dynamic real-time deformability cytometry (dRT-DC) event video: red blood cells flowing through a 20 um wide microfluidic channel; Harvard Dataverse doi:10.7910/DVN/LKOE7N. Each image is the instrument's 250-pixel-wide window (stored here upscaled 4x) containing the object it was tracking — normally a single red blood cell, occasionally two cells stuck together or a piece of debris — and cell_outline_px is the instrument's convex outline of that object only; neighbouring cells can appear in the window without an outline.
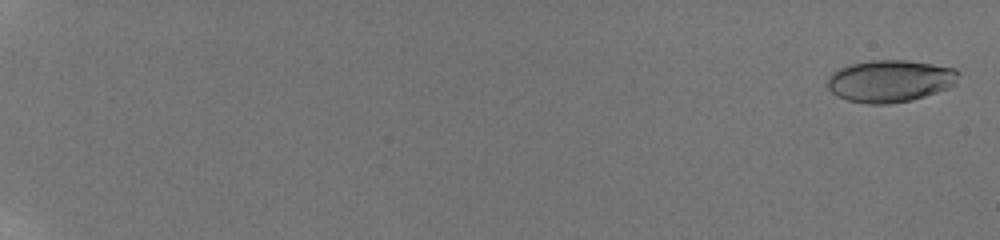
{"species": "human", "species_latin": "Homo sapiens", "temperature_condition": "room temperature", "stored_images_in_passage": 86, "camera_frame_rate_fps": 3000, "um_per_image_px": 0.085, "donor": {"sex": "male"}, "frame": {"image": 1, "passage_image": 3, "time_ms": 0.333, "image_size_px": [1000, 240], "cell_outline_px": [[960, 72], [956, 84], [948, 88], [912, 100], [888, 104], [868, 104], [848, 100], [836, 96], [828, 88], [828, 76], [832, 72], [840, 68], [852, 64], [868, 60], [904, 60], [932, 64], [956, 68]], "centroid_in_image_um": [75.67, 6.88], "position_along_channel_um": 9.3, "area_um2": 32.25}}
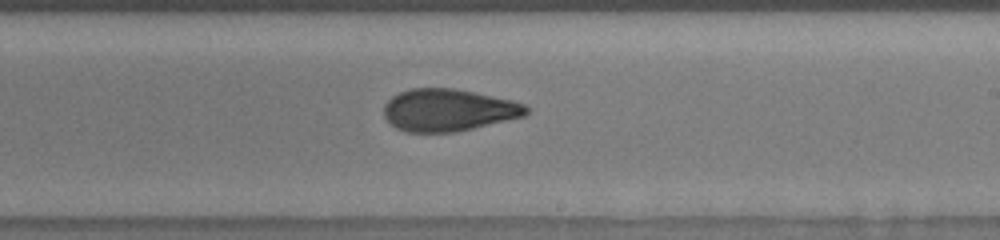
{"frame": {"image": 2, "passage_image": 65, "time_ms": 13.0, "image_size_px": [1000, 240], "cell_outline_px": [[528, 112], [524, 116], [456, 132], [408, 132], [396, 128], [384, 116], [384, 104], [392, 96], [400, 92], [412, 88], [452, 88], [476, 92], [512, 100], [524, 104], [528, 108]], "centroid_in_image_um": [38.1, 9.35], "position_along_channel_um": 250.9, "area_um2": 34.91}}
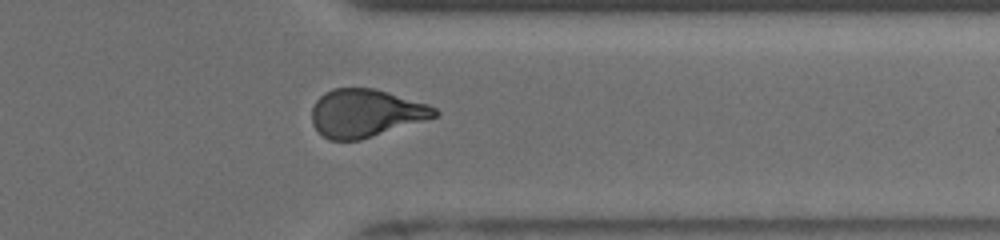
{"frame": {"image": 3, "passage_image": 78, "time_ms": 16.333, "image_size_px": [1000, 240], "cell_outline_px": [[440, 112], [436, 116], [424, 120], [360, 140], [328, 140], [312, 124], [312, 108], [316, 100], [324, 92], [332, 88], [376, 88], [428, 104], [436, 108]], "centroid_in_image_um": [31.06, 9.6], "position_along_channel_um": 380.3, "area_um2": 34.16}, "authors_computed_cell_mechanics": {"area_um2": 34.102, "velocity_mm_per_s": 3.8846, "shape_relaxation_time_tau1_ms": 11.3219, "shape_relaxation_time_tau2_ms": 1.5927, "deformation_change_tau1": 0.2919, "deformation_change_tau2": 0.0871}}